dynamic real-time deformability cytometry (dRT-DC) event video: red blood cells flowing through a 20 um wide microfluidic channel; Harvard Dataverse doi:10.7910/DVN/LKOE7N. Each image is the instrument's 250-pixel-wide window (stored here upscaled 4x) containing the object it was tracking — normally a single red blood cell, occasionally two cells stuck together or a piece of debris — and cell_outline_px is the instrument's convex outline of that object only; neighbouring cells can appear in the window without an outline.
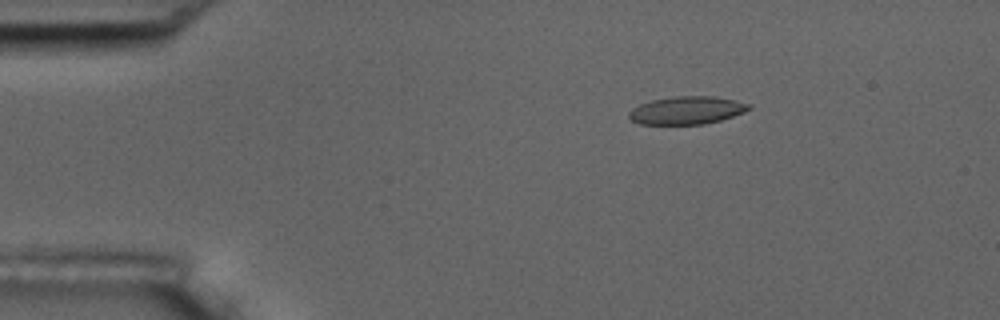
{"species": "common noctule bat (a hibernating species)", "species_latin": "Nyctalus noctula", "temperature_condition": "room temperature", "stored_images_in_passage": 3, "camera_frame_rate_fps": 3000, "um_per_image_px": 0.085, "animal": {"sex": "male", "body_mass_g": 17.5, "forearm_length_mm": 52.3}, "frame": {"image": 1, "passage_image": 1, "time_ms": 0.0, "image_size_px": [1000, 320], "cell_outline_px": [[752, 108], [744, 112], [720, 120], [704, 124], [640, 124], [632, 120], [628, 116], [628, 112], [632, 108], [640, 104], [652, 100], [676, 96], [712, 96], [752, 104]], "centroid_in_image_um": [58.37, 9.38], "position_along_channel_um": 26.6, "area_um2": 19.36}}